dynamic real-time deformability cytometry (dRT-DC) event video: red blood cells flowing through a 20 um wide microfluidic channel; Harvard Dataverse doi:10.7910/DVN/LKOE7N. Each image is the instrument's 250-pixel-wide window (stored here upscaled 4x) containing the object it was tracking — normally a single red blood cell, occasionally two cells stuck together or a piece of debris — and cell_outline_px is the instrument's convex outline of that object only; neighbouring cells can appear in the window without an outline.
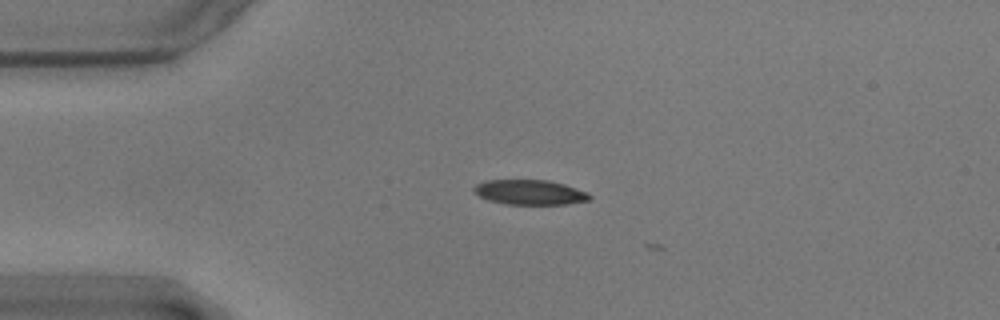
{"species": "common noctule bat (a hibernating species)", "species_latin": "Nyctalus noctula", "temperature_condition": "warm", "stored_images_in_passage": 2, "camera_frame_rate_fps": 3000, "um_per_image_px": 0.085, "animal": {"sex": "male", "body_mass_g": 17.9}, "frame": {"image": 1, "passage_image": 1, "time_ms": 0.0, "image_size_px": [1000, 320], "cell_outline_px": [[592, 196], [588, 200], [568, 204], [504, 204], [488, 200], [472, 192], [472, 188], [476, 184], [484, 180], [548, 180], [564, 184], [588, 192]], "centroid_in_image_um": [45.0, 16.34], "position_along_channel_um": 40.0, "area_um2": 16.88}}